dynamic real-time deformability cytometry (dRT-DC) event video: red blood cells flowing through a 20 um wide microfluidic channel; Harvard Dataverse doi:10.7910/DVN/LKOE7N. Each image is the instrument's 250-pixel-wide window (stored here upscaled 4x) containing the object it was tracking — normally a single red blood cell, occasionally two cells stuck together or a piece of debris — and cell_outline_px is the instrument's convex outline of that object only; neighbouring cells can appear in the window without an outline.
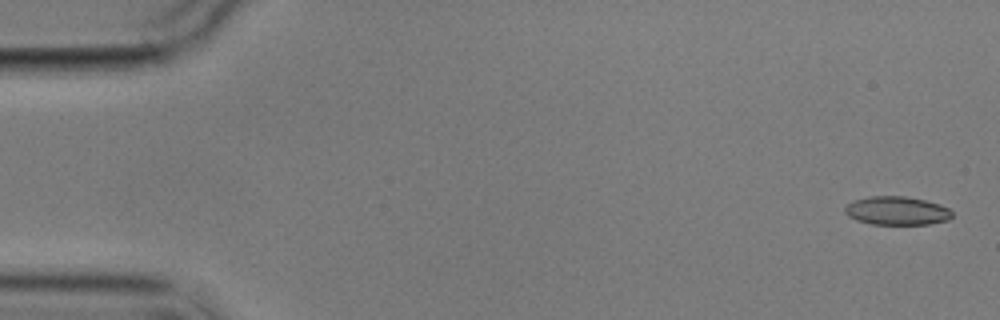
{"species": "common noctule bat (a hibernating species)", "species_latin": "Nyctalus noctula", "temperature_condition": "cold", "stored_images_in_passage": 6, "camera_frame_rate_fps": 3000, "um_per_image_px": 0.085, "animal": {"sex": "male", "body_mass_g": 17.9}, "frame": {"image": 1, "passage_image": 1, "time_ms": 0.0, "image_size_px": [1000, 320], "cell_outline_px": [[952, 216], [948, 220], [928, 224], [872, 224], [856, 220], [848, 216], [844, 212], [844, 208], [852, 200], [868, 196], [904, 196], [924, 200], [940, 204], [948, 208], [952, 212]], "centroid_in_image_um": [76.2, 17.91], "position_along_channel_um": 8.8, "area_um2": 17.86}}
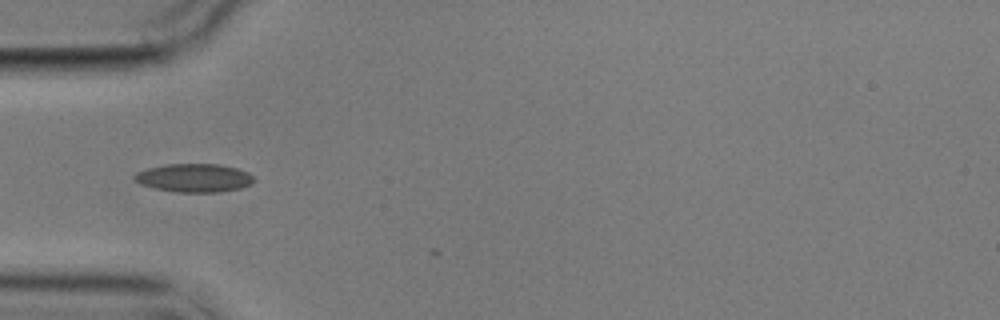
{"frame": {"image": 2, "passage_image": 5, "time_ms": 5.333, "image_size_px": [1000, 320], "cell_outline_px": [[256, 180], [252, 184], [240, 188], [220, 192], [176, 192], [156, 188], [140, 184], [132, 176], [136, 172], [148, 168], [168, 164], [220, 164], [236, 168], [248, 172]], "centroid_in_image_um": [16.52, 15.12], "position_along_channel_um": 68.5, "area_um2": 19.77}}
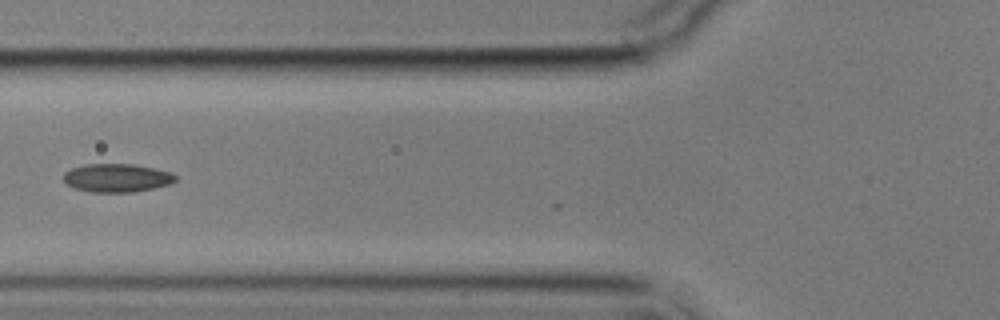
{"frame": {"image": 3, "passage_image": 6, "time_ms": 6.667, "image_size_px": [1000, 320], "cell_outline_px": [[176, 180], [172, 184], [132, 192], [88, 192], [76, 188], [68, 184], [64, 180], [64, 172], [72, 168], [84, 164], [132, 164], [172, 172], [176, 176]], "centroid_in_image_um": [9.94, 15.12], "position_along_channel_um": 115.9, "area_um2": 18.44}}